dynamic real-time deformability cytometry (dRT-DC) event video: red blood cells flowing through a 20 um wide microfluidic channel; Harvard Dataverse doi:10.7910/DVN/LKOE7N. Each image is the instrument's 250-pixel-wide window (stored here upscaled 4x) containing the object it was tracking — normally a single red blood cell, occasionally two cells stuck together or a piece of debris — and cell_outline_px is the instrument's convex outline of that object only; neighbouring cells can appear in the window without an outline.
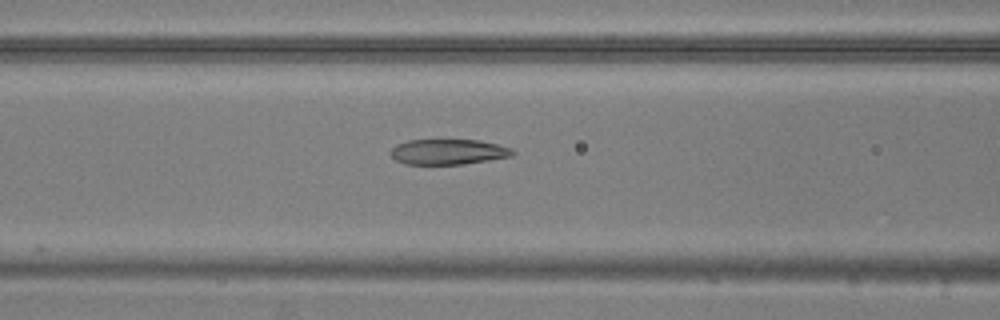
{"species": "common noctule bat (a hibernating species)", "species_latin": "Nyctalus noctula", "temperature_condition": "warm", "stored_images_in_passage": 17, "camera_frame_rate_fps": 3000, "um_per_image_px": 0.085, "animal": {"sex": "male", "body_mass_g": 20.5, "forearm_length_mm": 52.5}, "frame": {"image": 1, "passage_image": 12, "time_ms": 3.667, "image_size_px": [1000, 320], "cell_outline_px": [[516, 152], [512, 156], [488, 160], [460, 164], [404, 164], [396, 160], [388, 152], [396, 144], [408, 140], [480, 140], [512, 148]], "centroid_in_image_um": [38.08, 12.9], "position_along_channel_um": 128.5, "area_um2": 18.03}}
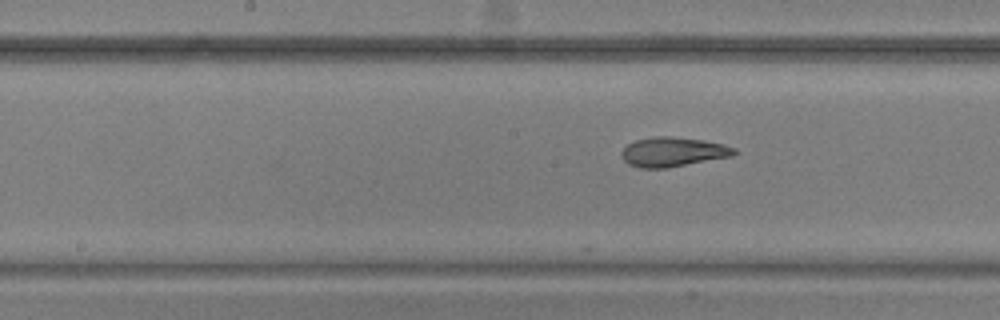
{"frame": {"image": 2, "passage_image": 17, "time_ms": 5.333, "image_size_px": [1000, 320], "cell_outline_px": [[740, 152], [732, 156], [668, 168], [640, 168], [628, 164], [624, 160], [620, 152], [628, 144], [636, 140], [656, 136], [672, 136], [704, 140], [724, 144], [736, 148]], "centroid_in_image_um": [57.24, 12.91], "position_along_channel_um": 191.0, "area_um2": 19.54}}